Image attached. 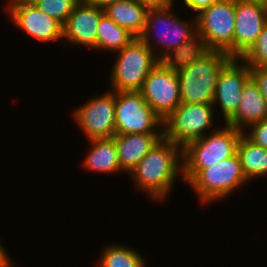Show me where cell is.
I'll use <instances>...</instances> for the list:
<instances>
[{
	"label": "cell",
	"mask_w": 267,
	"mask_h": 267,
	"mask_svg": "<svg viewBox=\"0 0 267 267\" xmlns=\"http://www.w3.org/2000/svg\"><path fill=\"white\" fill-rule=\"evenodd\" d=\"M83 1L91 6L105 9L108 5L113 4L118 0H83Z\"/></svg>",
	"instance_id": "cell-31"
},
{
	"label": "cell",
	"mask_w": 267,
	"mask_h": 267,
	"mask_svg": "<svg viewBox=\"0 0 267 267\" xmlns=\"http://www.w3.org/2000/svg\"><path fill=\"white\" fill-rule=\"evenodd\" d=\"M6 253L5 247H3L2 243L0 242V267H13L14 263H12V260Z\"/></svg>",
	"instance_id": "cell-30"
},
{
	"label": "cell",
	"mask_w": 267,
	"mask_h": 267,
	"mask_svg": "<svg viewBox=\"0 0 267 267\" xmlns=\"http://www.w3.org/2000/svg\"><path fill=\"white\" fill-rule=\"evenodd\" d=\"M250 78V67L242 58H231L221 69L212 105L220 106L225 123L236 113L243 86Z\"/></svg>",
	"instance_id": "cell-12"
},
{
	"label": "cell",
	"mask_w": 267,
	"mask_h": 267,
	"mask_svg": "<svg viewBox=\"0 0 267 267\" xmlns=\"http://www.w3.org/2000/svg\"><path fill=\"white\" fill-rule=\"evenodd\" d=\"M7 13L19 29L42 43L63 40V25L33 4L13 5Z\"/></svg>",
	"instance_id": "cell-14"
},
{
	"label": "cell",
	"mask_w": 267,
	"mask_h": 267,
	"mask_svg": "<svg viewBox=\"0 0 267 267\" xmlns=\"http://www.w3.org/2000/svg\"><path fill=\"white\" fill-rule=\"evenodd\" d=\"M267 118V101L261 94L258 85L250 78L243 86L236 113L224 124L242 132L257 122Z\"/></svg>",
	"instance_id": "cell-17"
},
{
	"label": "cell",
	"mask_w": 267,
	"mask_h": 267,
	"mask_svg": "<svg viewBox=\"0 0 267 267\" xmlns=\"http://www.w3.org/2000/svg\"><path fill=\"white\" fill-rule=\"evenodd\" d=\"M80 1L81 0H36L33 5L49 17L56 19L64 25L75 6Z\"/></svg>",
	"instance_id": "cell-24"
},
{
	"label": "cell",
	"mask_w": 267,
	"mask_h": 267,
	"mask_svg": "<svg viewBox=\"0 0 267 267\" xmlns=\"http://www.w3.org/2000/svg\"><path fill=\"white\" fill-rule=\"evenodd\" d=\"M111 68L110 90L114 92L140 91L147 75L160 62L154 52L140 39L116 52Z\"/></svg>",
	"instance_id": "cell-5"
},
{
	"label": "cell",
	"mask_w": 267,
	"mask_h": 267,
	"mask_svg": "<svg viewBox=\"0 0 267 267\" xmlns=\"http://www.w3.org/2000/svg\"><path fill=\"white\" fill-rule=\"evenodd\" d=\"M171 7L174 6L150 8L145 29L139 37L159 60L197 34L196 18L192 22L189 20L182 21L173 13ZM158 46L161 49L156 48Z\"/></svg>",
	"instance_id": "cell-4"
},
{
	"label": "cell",
	"mask_w": 267,
	"mask_h": 267,
	"mask_svg": "<svg viewBox=\"0 0 267 267\" xmlns=\"http://www.w3.org/2000/svg\"><path fill=\"white\" fill-rule=\"evenodd\" d=\"M247 131H244L243 134L254 144L259 145L267 150V118L250 125Z\"/></svg>",
	"instance_id": "cell-26"
},
{
	"label": "cell",
	"mask_w": 267,
	"mask_h": 267,
	"mask_svg": "<svg viewBox=\"0 0 267 267\" xmlns=\"http://www.w3.org/2000/svg\"><path fill=\"white\" fill-rule=\"evenodd\" d=\"M208 50L203 39L196 34L189 41L168 52L159 61L166 69L178 72L198 60Z\"/></svg>",
	"instance_id": "cell-21"
},
{
	"label": "cell",
	"mask_w": 267,
	"mask_h": 267,
	"mask_svg": "<svg viewBox=\"0 0 267 267\" xmlns=\"http://www.w3.org/2000/svg\"><path fill=\"white\" fill-rule=\"evenodd\" d=\"M212 104L181 103L163 120V138L180 145L202 138L210 129L215 117Z\"/></svg>",
	"instance_id": "cell-8"
},
{
	"label": "cell",
	"mask_w": 267,
	"mask_h": 267,
	"mask_svg": "<svg viewBox=\"0 0 267 267\" xmlns=\"http://www.w3.org/2000/svg\"><path fill=\"white\" fill-rule=\"evenodd\" d=\"M90 149L82 162L87 171L118 173L121 171L114 138L88 140Z\"/></svg>",
	"instance_id": "cell-19"
},
{
	"label": "cell",
	"mask_w": 267,
	"mask_h": 267,
	"mask_svg": "<svg viewBox=\"0 0 267 267\" xmlns=\"http://www.w3.org/2000/svg\"><path fill=\"white\" fill-rule=\"evenodd\" d=\"M120 168L130 173L163 138V133L115 134L113 136Z\"/></svg>",
	"instance_id": "cell-16"
},
{
	"label": "cell",
	"mask_w": 267,
	"mask_h": 267,
	"mask_svg": "<svg viewBox=\"0 0 267 267\" xmlns=\"http://www.w3.org/2000/svg\"><path fill=\"white\" fill-rule=\"evenodd\" d=\"M104 9L81 0L63 25V41L75 46L96 48L97 27Z\"/></svg>",
	"instance_id": "cell-15"
},
{
	"label": "cell",
	"mask_w": 267,
	"mask_h": 267,
	"mask_svg": "<svg viewBox=\"0 0 267 267\" xmlns=\"http://www.w3.org/2000/svg\"><path fill=\"white\" fill-rule=\"evenodd\" d=\"M149 7L136 0H118L104 9L110 19L117 25L139 38L146 25Z\"/></svg>",
	"instance_id": "cell-18"
},
{
	"label": "cell",
	"mask_w": 267,
	"mask_h": 267,
	"mask_svg": "<svg viewBox=\"0 0 267 267\" xmlns=\"http://www.w3.org/2000/svg\"><path fill=\"white\" fill-rule=\"evenodd\" d=\"M74 110L75 124L88 140L112 138L115 135V92L96 96Z\"/></svg>",
	"instance_id": "cell-10"
},
{
	"label": "cell",
	"mask_w": 267,
	"mask_h": 267,
	"mask_svg": "<svg viewBox=\"0 0 267 267\" xmlns=\"http://www.w3.org/2000/svg\"><path fill=\"white\" fill-rule=\"evenodd\" d=\"M230 59L226 52L209 49L198 60L178 71L181 103L213 104L219 74Z\"/></svg>",
	"instance_id": "cell-3"
},
{
	"label": "cell",
	"mask_w": 267,
	"mask_h": 267,
	"mask_svg": "<svg viewBox=\"0 0 267 267\" xmlns=\"http://www.w3.org/2000/svg\"><path fill=\"white\" fill-rule=\"evenodd\" d=\"M236 153L247 180L267 175V150L254 144L243 133L238 140Z\"/></svg>",
	"instance_id": "cell-20"
},
{
	"label": "cell",
	"mask_w": 267,
	"mask_h": 267,
	"mask_svg": "<svg viewBox=\"0 0 267 267\" xmlns=\"http://www.w3.org/2000/svg\"><path fill=\"white\" fill-rule=\"evenodd\" d=\"M251 78L258 85V88L267 101V68L250 67Z\"/></svg>",
	"instance_id": "cell-27"
},
{
	"label": "cell",
	"mask_w": 267,
	"mask_h": 267,
	"mask_svg": "<svg viewBox=\"0 0 267 267\" xmlns=\"http://www.w3.org/2000/svg\"><path fill=\"white\" fill-rule=\"evenodd\" d=\"M139 92L162 120L181 104L177 72L166 69L160 62L147 75Z\"/></svg>",
	"instance_id": "cell-11"
},
{
	"label": "cell",
	"mask_w": 267,
	"mask_h": 267,
	"mask_svg": "<svg viewBox=\"0 0 267 267\" xmlns=\"http://www.w3.org/2000/svg\"><path fill=\"white\" fill-rule=\"evenodd\" d=\"M36 0H9V2H7V8L5 7L4 9L7 10L8 8H10L13 5H25V4H33Z\"/></svg>",
	"instance_id": "cell-32"
},
{
	"label": "cell",
	"mask_w": 267,
	"mask_h": 267,
	"mask_svg": "<svg viewBox=\"0 0 267 267\" xmlns=\"http://www.w3.org/2000/svg\"><path fill=\"white\" fill-rule=\"evenodd\" d=\"M136 37L129 31L117 25L106 14L101 16L97 27V50L117 52L129 45Z\"/></svg>",
	"instance_id": "cell-22"
},
{
	"label": "cell",
	"mask_w": 267,
	"mask_h": 267,
	"mask_svg": "<svg viewBox=\"0 0 267 267\" xmlns=\"http://www.w3.org/2000/svg\"><path fill=\"white\" fill-rule=\"evenodd\" d=\"M236 0H220L196 14L197 34L211 50L234 58Z\"/></svg>",
	"instance_id": "cell-7"
},
{
	"label": "cell",
	"mask_w": 267,
	"mask_h": 267,
	"mask_svg": "<svg viewBox=\"0 0 267 267\" xmlns=\"http://www.w3.org/2000/svg\"><path fill=\"white\" fill-rule=\"evenodd\" d=\"M180 173V174H179ZM183 173L182 147L162 138L130 173L134 187L151 200L164 201Z\"/></svg>",
	"instance_id": "cell-1"
},
{
	"label": "cell",
	"mask_w": 267,
	"mask_h": 267,
	"mask_svg": "<svg viewBox=\"0 0 267 267\" xmlns=\"http://www.w3.org/2000/svg\"><path fill=\"white\" fill-rule=\"evenodd\" d=\"M187 143L182 148V181L189 183L203 168L218 164L236 153L242 131L227 124Z\"/></svg>",
	"instance_id": "cell-2"
},
{
	"label": "cell",
	"mask_w": 267,
	"mask_h": 267,
	"mask_svg": "<svg viewBox=\"0 0 267 267\" xmlns=\"http://www.w3.org/2000/svg\"><path fill=\"white\" fill-rule=\"evenodd\" d=\"M267 24V4L236 0L234 58H242Z\"/></svg>",
	"instance_id": "cell-13"
},
{
	"label": "cell",
	"mask_w": 267,
	"mask_h": 267,
	"mask_svg": "<svg viewBox=\"0 0 267 267\" xmlns=\"http://www.w3.org/2000/svg\"><path fill=\"white\" fill-rule=\"evenodd\" d=\"M220 1V0H182L184 6L187 9L194 11L198 14L202 9L211 6L213 3Z\"/></svg>",
	"instance_id": "cell-28"
},
{
	"label": "cell",
	"mask_w": 267,
	"mask_h": 267,
	"mask_svg": "<svg viewBox=\"0 0 267 267\" xmlns=\"http://www.w3.org/2000/svg\"><path fill=\"white\" fill-rule=\"evenodd\" d=\"M246 179L237 153L218 164L203 168L188 184L194 189L201 203L222 200L240 186Z\"/></svg>",
	"instance_id": "cell-6"
},
{
	"label": "cell",
	"mask_w": 267,
	"mask_h": 267,
	"mask_svg": "<svg viewBox=\"0 0 267 267\" xmlns=\"http://www.w3.org/2000/svg\"><path fill=\"white\" fill-rule=\"evenodd\" d=\"M108 245L101 250L99 267H148L137 250L121 244Z\"/></svg>",
	"instance_id": "cell-23"
},
{
	"label": "cell",
	"mask_w": 267,
	"mask_h": 267,
	"mask_svg": "<svg viewBox=\"0 0 267 267\" xmlns=\"http://www.w3.org/2000/svg\"><path fill=\"white\" fill-rule=\"evenodd\" d=\"M134 133H163V120L139 91L115 92V134Z\"/></svg>",
	"instance_id": "cell-9"
},
{
	"label": "cell",
	"mask_w": 267,
	"mask_h": 267,
	"mask_svg": "<svg viewBox=\"0 0 267 267\" xmlns=\"http://www.w3.org/2000/svg\"><path fill=\"white\" fill-rule=\"evenodd\" d=\"M242 59L249 67L267 68V24L263 27L256 43Z\"/></svg>",
	"instance_id": "cell-25"
},
{
	"label": "cell",
	"mask_w": 267,
	"mask_h": 267,
	"mask_svg": "<svg viewBox=\"0 0 267 267\" xmlns=\"http://www.w3.org/2000/svg\"><path fill=\"white\" fill-rule=\"evenodd\" d=\"M149 8L167 7L174 4V0H136Z\"/></svg>",
	"instance_id": "cell-29"
},
{
	"label": "cell",
	"mask_w": 267,
	"mask_h": 267,
	"mask_svg": "<svg viewBox=\"0 0 267 267\" xmlns=\"http://www.w3.org/2000/svg\"><path fill=\"white\" fill-rule=\"evenodd\" d=\"M240 1L258 2L262 4H267V0H240Z\"/></svg>",
	"instance_id": "cell-33"
}]
</instances>
